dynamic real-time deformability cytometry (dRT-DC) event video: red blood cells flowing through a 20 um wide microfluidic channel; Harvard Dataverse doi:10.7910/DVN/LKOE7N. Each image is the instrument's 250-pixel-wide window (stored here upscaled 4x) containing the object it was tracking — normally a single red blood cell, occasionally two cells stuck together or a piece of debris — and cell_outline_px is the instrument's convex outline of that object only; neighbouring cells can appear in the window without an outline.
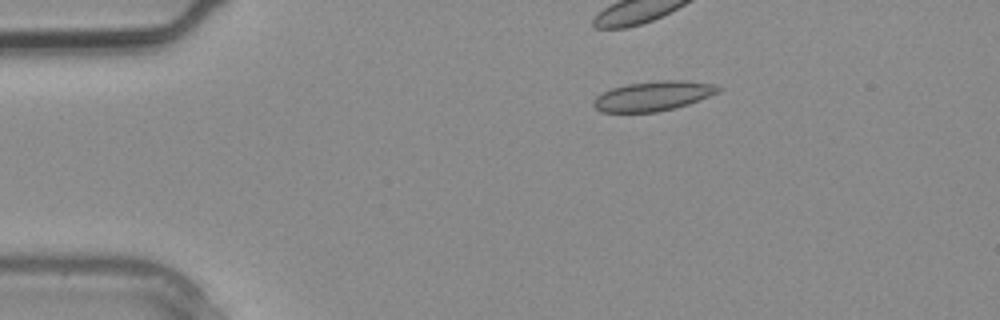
{"species": "common noctule bat (a hibernating species)", "species_latin": "Nyctalus noctula", "temperature_condition": "warm", "stored_images_in_passage": 3, "camera_frame_rate_fps": 3000, "um_per_image_px": 0.085, "animal": {"sex": "male", "body_mass_g": 20.4}, "frame": {"image": 1, "passage_image": 1, "time_ms": 0.0, "image_size_px": [1000, 320], "cell_outline_px": [[724, 88], [720, 92], [688, 104], [656, 112], [600, 112], [592, 104], [592, 100], [596, 96], [612, 88], [628, 84], [660, 80], [680, 80], [712, 84]], "centroid_in_image_um": [55.51, 8.16], "position_along_channel_um": 29.5, "area_um2": 21.44}}